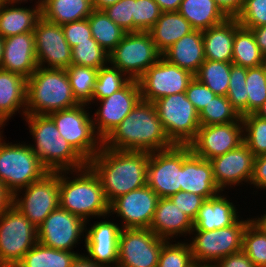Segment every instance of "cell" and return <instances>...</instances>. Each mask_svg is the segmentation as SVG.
Returning a JSON list of instances; mask_svg holds the SVG:
<instances>
[{"mask_svg":"<svg viewBox=\"0 0 266 267\" xmlns=\"http://www.w3.org/2000/svg\"><path fill=\"white\" fill-rule=\"evenodd\" d=\"M103 146L119 151L155 152L174 146L153 102L140 99L126 118L103 140Z\"/></svg>","mask_w":266,"mask_h":267,"instance_id":"obj_1","label":"cell"},{"mask_svg":"<svg viewBox=\"0 0 266 267\" xmlns=\"http://www.w3.org/2000/svg\"><path fill=\"white\" fill-rule=\"evenodd\" d=\"M149 152L119 151L102 145L88 162L98 175L110 204L114 199L147 185Z\"/></svg>","mask_w":266,"mask_h":267,"instance_id":"obj_2","label":"cell"},{"mask_svg":"<svg viewBox=\"0 0 266 267\" xmlns=\"http://www.w3.org/2000/svg\"><path fill=\"white\" fill-rule=\"evenodd\" d=\"M59 207L82 218L87 225L92 218L109 215L101 181L89 165L59 172Z\"/></svg>","mask_w":266,"mask_h":267,"instance_id":"obj_3","label":"cell"},{"mask_svg":"<svg viewBox=\"0 0 266 267\" xmlns=\"http://www.w3.org/2000/svg\"><path fill=\"white\" fill-rule=\"evenodd\" d=\"M23 119L35 142L29 145L49 172L78 170L88 165L69 142L60 136L49 115H25Z\"/></svg>","mask_w":266,"mask_h":267,"instance_id":"obj_4","label":"cell"},{"mask_svg":"<svg viewBox=\"0 0 266 267\" xmlns=\"http://www.w3.org/2000/svg\"><path fill=\"white\" fill-rule=\"evenodd\" d=\"M78 104L66 69L37 67L27 79L26 115H49Z\"/></svg>","mask_w":266,"mask_h":267,"instance_id":"obj_5","label":"cell"},{"mask_svg":"<svg viewBox=\"0 0 266 267\" xmlns=\"http://www.w3.org/2000/svg\"><path fill=\"white\" fill-rule=\"evenodd\" d=\"M0 137V183L13 196L49 171L28 142L8 143Z\"/></svg>","mask_w":266,"mask_h":267,"instance_id":"obj_6","label":"cell"},{"mask_svg":"<svg viewBox=\"0 0 266 267\" xmlns=\"http://www.w3.org/2000/svg\"><path fill=\"white\" fill-rule=\"evenodd\" d=\"M239 218L233 225L210 230H192L187 239L197 265H214L222 258L242 251L243 233L251 217ZM189 240V241H188Z\"/></svg>","mask_w":266,"mask_h":267,"instance_id":"obj_7","label":"cell"},{"mask_svg":"<svg viewBox=\"0 0 266 267\" xmlns=\"http://www.w3.org/2000/svg\"><path fill=\"white\" fill-rule=\"evenodd\" d=\"M89 105L78 104L49 114L57 130L88 163L101 149L103 141L95 133ZM88 109V110H86Z\"/></svg>","mask_w":266,"mask_h":267,"instance_id":"obj_8","label":"cell"},{"mask_svg":"<svg viewBox=\"0 0 266 267\" xmlns=\"http://www.w3.org/2000/svg\"><path fill=\"white\" fill-rule=\"evenodd\" d=\"M153 103L169 140L174 145H189L197 135L200 121L186 93L161 97Z\"/></svg>","mask_w":266,"mask_h":267,"instance_id":"obj_9","label":"cell"},{"mask_svg":"<svg viewBox=\"0 0 266 267\" xmlns=\"http://www.w3.org/2000/svg\"><path fill=\"white\" fill-rule=\"evenodd\" d=\"M37 242V228L11 204L0 215V267H15Z\"/></svg>","mask_w":266,"mask_h":267,"instance_id":"obj_10","label":"cell"},{"mask_svg":"<svg viewBox=\"0 0 266 267\" xmlns=\"http://www.w3.org/2000/svg\"><path fill=\"white\" fill-rule=\"evenodd\" d=\"M161 57L149 32H130L109 53V63L130 80H138Z\"/></svg>","mask_w":266,"mask_h":267,"instance_id":"obj_11","label":"cell"},{"mask_svg":"<svg viewBox=\"0 0 266 267\" xmlns=\"http://www.w3.org/2000/svg\"><path fill=\"white\" fill-rule=\"evenodd\" d=\"M192 153L189 145L150 153L147 164V185L160 197L169 198L181 191L183 161Z\"/></svg>","mask_w":266,"mask_h":267,"instance_id":"obj_12","label":"cell"},{"mask_svg":"<svg viewBox=\"0 0 266 267\" xmlns=\"http://www.w3.org/2000/svg\"><path fill=\"white\" fill-rule=\"evenodd\" d=\"M12 205L37 228L59 207V172H48L41 179L17 191L12 196Z\"/></svg>","mask_w":266,"mask_h":267,"instance_id":"obj_13","label":"cell"},{"mask_svg":"<svg viewBox=\"0 0 266 267\" xmlns=\"http://www.w3.org/2000/svg\"><path fill=\"white\" fill-rule=\"evenodd\" d=\"M167 240L150 229H122L119 236V267H158L159 255Z\"/></svg>","mask_w":266,"mask_h":267,"instance_id":"obj_14","label":"cell"},{"mask_svg":"<svg viewBox=\"0 0 266 267\" xmlns=\"http://www.w3.org/2000/svg\"><path fill=\"white\" fill-rule=\"evenodd\" d=\"M194 75L161 57L137 81L141 99L155 102L161 97L183 93Z\"/></svg>","mask_w":266,"mask_h":267,"instance_id":"obj_15","label":"cell"},{"mask_svg":"<svg viewBox=\"0 0 266 267\" xmlns=\"http://www.w3.org/2000/svg\"><path fill=\"white\" fill-rule=\"evenodd\" d=\"M85 225L82 218L58 207L37 227L38 242L49 248L75 252L76 244L85 238Z\"/></svg>","mask_w":266,"mask_h":267,"instance_id":"obj_16","label":"cell"},{"mask_svg":"<svg viewBox=\"0 0 266 267\" xmlns=\"http://www.w3.org/2000/svg\"><path fill=\"white\" fill-rule=\"evenodd\" d=\"M141 93L137 80H130L122 89L109 97L98 100L99 107L91 115L95 133L103 141L128 116L140 101Z\"/></svg>","mask_w":266,"mask_h":267,"instance_id":"obj_17","label":"cell"},{"mask_svg":"<svg viewBox=\"0 0 266 267\" xmlns=\"http://www.w3.org/2000/svg\"><path fill=\"white\" fill-rule=\"evenodd\" d=\"M160 197L145 185L121 195L109 204V216L120 217L122 229H149Z\"/></svg>","mask_w":266,"mask_h":267,"instance_id":"obj_18","label":"cell"},{"mask_svg":"<svg viewBox=\"0 0 266 267\" xmlns=\"http://www.w3.org/2000/svg\"><path fill=\"white\" fill-rule=\"evenodd\" d=\"M33 33L38 67L67 69L71 65V47L61 25L41 16Z\"/></svg>","mask_w":266,"mask_h":267,"instance_id":"obj_19","label":"cell"},{"mask_svg":"<svg viewBox=\"0 0 266 267\" xmlns=\"http://www.w3.org/2000/svg\"><path fill=\"white\" fill-rule=\"evenodd\" d=\"M255 156L243 142L237 148L210 160L214 180L221 191L251 183ZM244 182V183H243Z\"/></svg>","mask_w":266,"mask_h":267,"instance_id":"obj_20","label":"cell"},{"mask_svg":"<svg viewBox=\"0 0 266 267\" xmlns=\"http://www.w3.org/2000/svg\"><path fill=\"white\" fill-rule=\"evenodd\" d=\"M243 143V123L200 125L195 139L189 144L192 152L211 160L223 155Z\"/></svg>","mask_w":266,"mask_h":267,"instance_id":"obj_21","label":"cell"},{"mask_svg":"<svg viewBox=\"0 0 266 267\" xmlns=\"http://www.w3.org/2000/svg\"><path fill=\"white\" fill-rule=\"evenodd\" d=\"M108 217L110 216H104V220H97L90 227L85 225L83 245L87 252L85 255L105 267L117 266L119 236L122 230L119 223L110 221Z\"/></svg>","mask_w":266,"mask_h":267,"instance_id":"obj_22","label":"cell"},{"mask_svg":"<svg viewBox=\"0 0 266 267\" xmlns=\"http://www.w3.org/2000/svg\"><path fill=\"white\" fill-rule=\"evenodd\" d=\"M37 67L33 32L4 38L3 59L0 69L28 79Z\"/></svg>","mask_w":266,"mask_h":267,"instance_id":"obj_23","label":"cell"},{"mask_svg":"<svg viewBox=\"0 0 266 267\" xmlns=\"http://www.w3.org/2000/svg\"><path fill=\"white\" fill-rule=\"evenodd\" d=\"M181 191L202 196L205 200L222 192L213 176L210 160L196 156L193 152L183 161L181 168Z\"/></svg>","mask_w":266,"mask_h":267,"instance_id":"obj_24","label":"cell"},{"mask_svg":"<svg viewBox=\"0 0 266 267\" xmlns=\"http://www.w3.org/2000/svg\"><path fill=\"white\" fill-rule=\"evenodd\" d=\"M149 229L159 238L171 241L190 236L193 221L169 198H160Z\"/></svg>","mask_w":266,"mask_h":267,"instance_id":"obj_25","label":"cell"},{"mask_svg":"<svg viewBox=\"0 0 266 267\" xmlns=\"http://www.w3.org/2000/svg\"><path fill=\"white\" fill-rule=\"evenodd\" d=\"M224 194L222 191L202 203L192 230L210 231L225 228L233 225L240 218L235 203Z\"/></svg>","mask_w":266,"mask_h":267,"instance_id":"obj_26","label":"cell"},{"mask_svg":"<svg viewBox=\"0 0 266 267\" xmlns=\"http://www.w3.org/2000/svg\"><path fill=\"white\" fill-rule=\"evenodd\" d=\"M26 91L27 79L0 69V122L4 126L17 112L26 115Z\"/></svg>","mask_w":266,"mask_h":267,"instance_id":"obj_27","label":"cell"},{"mask_svg":"<svg viewBox=\"0 0 266 267\" xmlns=\"http://www.w3.org/2000/svg\"><path fill=\"white\" fill-rule=\"evenodd\" d=\"M236 17L202 31L205 59L232 62L235 32L240 28Z\"/></svg>","mask_w":266,"mask_h":267,"instance_id":"obj_28","label":"cell"},{"mask_svg":"<svg viewBox=\"0 0 266 267\" xmlns=\"http://www.w3.org/2000/svg\"><path fill=\"white\" fill-rule=\"evenodd\" d=\"M162 57L171 64L177 65L195 75L201 64L206 60L202 31L193 30L184 35L167 49L162 54Z\"/></svg>","mask_w":266,"mask_h":267,"instance_id":"obj_29","label":"cell"},{"mask_svg":"<svg viewBox=\"0 0 266 267\" xmlns=\"http://www.w3.org/2000/svg\"><path fill=\"white\" fill-rule=\"evenodd\" d=\"M33 6V7H32ZM22 7L16 4H0V35L3 38L33 32L38 19L42 16L41 7L35 4Z\"/></svg>","mask_w":266,"mask_h":267,"instance_id":"obj_30","label":"cell"},{"mask_svg":"<svg viewBox=\"0 0 266 267\" xmlns=\"http://www.w3.org/2000/svg\"><path fill=\"white\" fill-rule=\"evenodd\" d=\"M193 30L191 24L178 11H169L162 12L148 32L157 50L163 54L175 42Z\"/></svg>","mask_w":266,"mask_h":267,"instance_id":"obj_31","label":"cell"},{"mask_svg":"<svg viewBox=\"0 0 266 267\" xmlns=\"http://www.w3.org/2000/svg\"><path fill=\"white\" fill-rule=\"evenodd\" d=\"M178 12L194 30L204 31L229 18L215 0H182Z\"/></svg>","mask_w":266,"mask_h":267,"instance_id":"obj_32","label":"cell"},{"mask_svg":"<svg viewBox=\"0 0 266 267\" xmlns=\"http://www.w3.org/2000/svg\"><path fill=\"white\" fill-rule=\"evenodd\" d=\"M92 0H45L42 16L58 25L87 19L93 12Z\"/></svg>","mask_w":266,"mask_h":267,"instance_id":"obj_33","label":"cell"},{"mask_svg":"<svg viewBox=\"0 0 266 267\" xmlns=\"http://www.w3.org/2000/svg\"><path fill=\"white\" fill-rule=\"evenodd\" d=\"M80 253L58 250L37 242L15 267H71Z\"/></svg>","mask_w":266,"mask_h":267,"instance_id":"obj_34","label":"cell"},{"mask_svg":"<svg viewBox=\"0 0 266 267\" xmlns=\"http://www.w3.org/2000/svg\"><path fill=\"white\" fill-rule=\"evenodd\" d=\"M265 59L252 31L241 26L234 35L232 63L252 68L263 65Z\"/></svg>","mask_w":266,"mask_h":267,"instance_id":"obj_35","label":"cell"},{"mask_svg":"<svg viewBox=\"0 0 266 267\" xmlns=\"http://www.w3.org/2000/svg\"><path fill=\"white\" fill-rule=\"evenodd\" d=\"M87 19L92 37L107 53H110L127 33L116 25L103 10L94 9Z\"/></svg>","mask_w":266,"mask_h":267,"instance_id":"obj_36","label":"cell"},{"mask_svg":"<svg viewBox=\"0 0 266 267\" xmlns=\"http://www.w3.org/2000/svg\"><path fill=\"white\" fill-rule=\"evenodd\" d=\"M232 62H220L206 59L194 77L202 84L206 85L216 95L226 96Z\"/></svg>","mask_w":266,"mask_h":267,"instance_id":"obj_37","label":"cell"},{"mask_svg":"<svg viewBox=\"0 0 266 267\" xmlns=\"http://www.w3.org/2000/svg\"><path fill=\"white\" fill-rule=\"evenodd\" d=\"M73 97L79 104L91 105L98 69L71 64L66 69Z\"/></svg>","mask_w":266,"mask_h":267,"instance_id":"obj_38","label":"cell"},{"mask_svg":"<svg viewBox=\"0 0 266 267\" xmlns=\"http://www.w3.org/2000/svg\"><path fill=\"white\" fill-rule=\"evenodd\" d=\"M200 125L242 122V116L226 96L216 95L199 113Z\"/></svg>","mask_w":266,"mask_h":267,"instance_id":"obj_39","label":"cell"},{"mask_svg":"<svg viewBox=\"0 0 266 267\" xmlns=\"http://www.w3.org/2000/svg\"><path fill=\"white\" fill-rule=\"evenodd\" d=\"M109 63V53L94 38L71 48V64L100 69Z\"/></svg>","mask_w":266,"mask_h":267,"instance_id":"obj_40","label":"cell"},{"mask_svg":"<svg viewBox=\"0 0 266 267\" xmlns=\"http://www.w3.org/2000/svg\"><path fill=\"white\" fill-rule=\"evenodd\" d=\"M129 81L130 79L123 72L108 63L98 70L92 102L109 97L122 89Z\"/></svg>","mask_w":266,"mask_h":267,"instance_id":"obj_41","label":"cell"},{"mask_svg":"<svg viewBox=\"0 0 266 267\" xmlns=\"http://www.w3.org/2000/svg\"><path fill=\"white\" fill-rule=\"evenodd\" d=\"M243 142L255 157L266 155V120L255 113L242 116Z\"/></svg>","mask_w":266,"mask_h":267,"instance_id":"obj_42","label":"cell"},{"mask_svg":"<svg viewBox=\"0 0 266 267\" xmlns=\"http://www.w3.org/2000/svg\"><path fill=\"white\" fill-rule=\"evenodd\" d=\"M242 250L256 267H266V234L252 220L244 230Z\"/></svg>","mask_w":266,"mask_h":267,"instance_id":"obj_43","label":"cell"},{"mask_svg":"<svg viewBox=\"0 0 266 267\" xmlns=\"http://www.w3.org/2000/svg\"><path fill=\"white\" fill-rule=\"evenodd\" d=\"M247 68L232 64L226 97L241 115L248 114V93L246 91Z\"/></svg>","mask_w":266,"mask_h":267,"instance_id":"obj_44","label":"cell"},{"mask_svg":"<svg viewBox=\"0 0 266 267\" xmlns=\"http://www.w3.org/2000/svg\"><path fill=\"white\" fill-rule=\"evenodd\" d=\"M174 242V243H173ZM195 264L188 242L166 241L161 249L158 267H192Z\"/></svg>","mask_w":266,"mask_h":267,"instance_id":"obj_45","label":"cell"},{"mask_svg":"<svg viewBox=\"0 0 266 267\" xmlns=\"http://www.w3.org/2000/svg\"><path fill=\"white\" fill-rule=\"evenodd\" d=\"M246 91L248 93V114L256 113L266 101V67L247 68Z\"/></svg>","mask_w":266,"mask_h":267,"instance_id":"obj_46","label":"cell"},{"mask_svg":"<svg viewBox=\"0 0 266 267\" xmlns=\"http://www.w3.org/2000/svg\"><path fill=\"white\" fill-rule=\"evenodd\" d=\"M162 11L154 0H133V32H148Z\"/></svg>","mask_w":266,"mask_h":267,"instance_id":"obj_47","label":"cell"},{"mask_svg":"<svg viewBox=\"0 0 266 267\" xmlns=\"http://www.w3.org/2000/svg\"><path fill=\"white\" fill-rule=\"evenodd\" d=\"M236 18L246 29L266 25V0H246Z\"/></svg>","mask_w":266,"mask_h":267,"instance_id":"obj_48","label":"cell"},{"mask_svg":"<svg viewBox=\"0 0 266 267\" xmlns=\"http://www.w3.org/2000/svg\"><path fill=\"white\" fill-rule=\"evenodd\" d=\"M105 14L127 33L133 32V0H120L103 9Z\"/></svg>","mask_w":266,"mask_h":267,"instance_id":"obj_49","label":"cell"},{"mask_svg":"<svg viewBox=\"0 0 266 267\" xmlns=\"http://www.w3.org/2000/svg\"><path fill=\"white\" fill-rule=\"evenodd\" d=\"M169 199L177 205L193 222L196 219L199 209L205 199L197 194L179 191L170 196Z\"/></svg>","mask_w":266,"mask_h":267,"instance_id":"obj_50","label":"cell"},{"mask_svg":"<svg viewBox=\"0 0 266 267\" xmlns=\"http://www.w3.org/2000/svg\"><path fill=\"white\" fill-rule=\"evenodd\" d=\"M61 26L65 39L71 48L80 42L89 41V38H93L88 19L66 23Z\"/></svg>","mask_w":266,"mask_h":267,"instance_id":"obj_51","label":"cell"},{"mask_svg":"<svg viewBox=\"0 0 266 267\" xmlns=\"http://www.w3.org/2000/svg\"><path fill=\"white\" fill-rule=\"evenodd\" d=\"M188 100L194 105L198 113L206 107L216 94L206 85L200 83L195 77L185 91Z\"/></svg>","mask_w":266,"mask_h":267,"instance_id":"obj_52","label":"cell"},{"mask_svg":"<svg viewBox=\"0 0 266 267\" xmlns=\"http://www.w3.org/2000/svg\"><path fill=\"white\" fill-rule=\"evenodd\" d=\"M250 185L256 190H266V155L255 157L254 172Z\"/></svg>","mask_w":266,"mask_h":267,"instance_id":"obj_53","label":"cell"},{"mask_svg":"<svg viewBox=\"0 0 266 267\" xmlns=\"http://www.w3.org/2000/svg\"><path fill=\"white\" fill-rule=\"evenodd\" d=\"M214 267H256L248 256L242 251L230 254L217 261Z\"/></svg>","mask_w":266,"mask_h":267,"instance_id":"obj_54","label":"cell"},{"mask_svg":"<svg viewBox=\"0 0 266 267\" xmlns=\"http://www.w3.org/2000/svg\"><path fill=\"white\" fill-rule=\"evenodd\" d=\"M228 17H236L242 10L244 0H215Z\"/></svg>","mask_w":266,"mask_h":267,"instance_id":"obj_55","label":"cell"},{"mask_svg":"<svg viewBox=\"0 0 266 267\" xmlns=\"http://www.w3.org/2000/svg\"><path fill=\"white\" fill-rule=\"evenodd\" d=\"M254 34L256 44L266 58V25L250 29Z\"/></svg>","mask_w":266,"mask_h":267,"instance_id":"obj_56","label":"cell"},{"mask_svg":"<svg viewBox=\"0 0 266 267\" xmlns=\"http://www.w3.org/2000/svg\"><path fill=\"white\" fill-rule=\"evenodd\" d=\"M71 267H105L89 259L84 253L79 254L72 261Z\"/></svg>","mask_w":266,"mask_h":267,"instance_id":"obj_57","label":"cell"},{"mask_svg":"<svg viewBox=\"0 0 266 267\" xmlns=\"http://www.w3.org/2000/svg\"><path fill=\"white\" fill-rule=\"evenodd\" d=\"M162 12L178 11L182 0H154Z\"/></svg>","mask_w":266,"mask_h":267,"instance_id":"obj_58","label":"cell"},{"mask_svg":"<svg viewBox=\"0 0 266 267\" xmlns=\"http://www.w3.org/2000/svg\"><path fill=\"white\" fill-rule=\"evenodd\" d=\"M12 204V195L0 183V215Z\"/></svg>","mask_w":266,"mask_h":267,"instance_id":"obj_59","label":"cell"},{"mask_svg":"<svg viewBox=\"0 0 266 267\" xmlns=\"http://www.w3.org/2000/svg\"><path fill=\"white\" fill-rule=\"evenodd\" d=\"M120 0H92L93 8L96 10H103L108 6L114 5Z\"/></svg>","mask_w":266,"mask_h":267,"instance_id":"obj_60","label":"cell"},{"mask_svg":"<svg viewBox=\"0 0 266 267\" xmlns=\"http://www.w3.org/2000/svg\"><path fill=\"white\" fill-rule=\"evenodd\" d=\"M264 212L263 215L260 214L261 216H253L251 220L266 234V211Z\"/></svg>","mask_w":266,"mask_h":267,"instance_id":"obj_61","label":"cell"},{"mask_svg":"<svg viewBox=\"0 0 266 267\" xmlns=\"http://www.w3.org/2000/svg\"><path fill=\"white\" fill-rule=\"evenodd\" d=\"M29 1H33V0H29ZM36 6H40L42 7V5L44 4L45 0H38L35 1ZM1 3H5V4H16V5H21V3H28V0H1Z\"/></svg>","mask_w":266,"mask_h":267,"instance_id":"obj_62","label":"cell"},{"mask_svg":"<svg viewBox=\"0 0 266 267\" xmlns=\"http://www.w3.org/2000/svg\"><path fill=\"white\" fill-rule=\"evenodd\" d=\"M259 117L263 118L266 120V101L263 103V105L257 110L255 113Z\"/></svg>","mask_w":266,"mask_h":267,"instance_id":"obj_63","label":"cell"},{"mask_svg":"<svg viewBox=\"0 0 266 267\" xmlns=\"http://www.w3.org/2000/svg\"><path fill=\"white\" fill-rule=\"evenodd\" d=\"M4 38L0 35V67L3 59Z\"/></svg>","mask_w":266,"mask_h":267,"instance_id":"obj_64","label":"cell"},{"mask_svg":"<svg viewBox=\"0 0 266 267\" xmlns=\"http://www.w3.org/2000/svg\"><path fill=\"white\" fill-rule=\"evenodd\" d=\"M192 267H214L213 265H197L194 264Z\"/></svg>","mask_w":266,"mask_h":267,"instance_id":"obj_65","label":"cell"},{"mask_svg":"<svg viewBox=\"0 0 266 267\" xmlns=\"http://www.w3.org/2000/svg\"><path fill=\"white\" fill-rule=\"evenodd\" d=\"M3 127L5 126L0 122V137L3 135V130H1Z\"/></svg>","mask_w":266,"mask_h":267,"instance_id":"obj_66","label":"cell"}]
</instances>
